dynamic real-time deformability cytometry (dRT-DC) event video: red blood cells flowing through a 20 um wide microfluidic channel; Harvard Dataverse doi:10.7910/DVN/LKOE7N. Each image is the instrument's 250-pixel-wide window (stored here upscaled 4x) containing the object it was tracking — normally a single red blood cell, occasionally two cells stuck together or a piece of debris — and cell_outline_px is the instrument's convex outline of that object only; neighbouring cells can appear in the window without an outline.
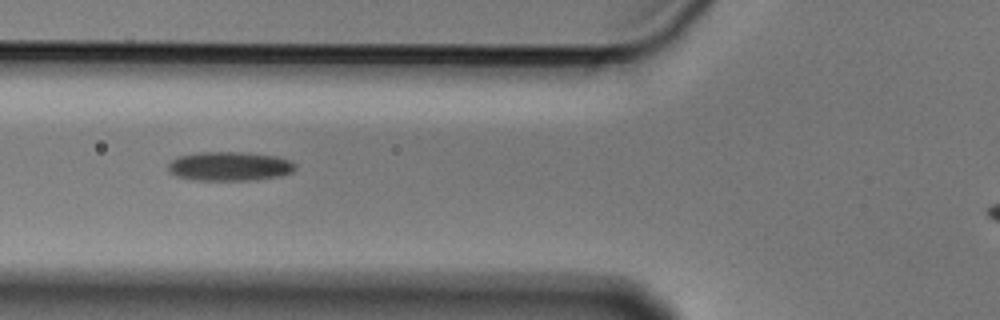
{"species": "Egyptian fruit bat (a non-hibernating species)", "species_latin": "Rousettus aegyptiacus", "temperature_condition": "cold", "stored_images_in_passage": 10, "camera_frame_rate_fps": 3000, "um_per_image_px": 0.085, "animal": {"sex": "male"}, "frame": {"image": 1, "passage_image": 3, "time_ms": 0.667, "image_size_px": [1000, 320], "cell_outline_px": [[296, 168], [292, 172], [280, 176], [256, 180], [192, 180], [176, 176], [168, 172], [168, 164], [176, 156], [200, 152], [248, 152], [276, 156], [292, 160], [296, 164]], "centroid_in_image_um": [19.52, 14.13], "position_along_channel_um": 106.3, "area_um2": 21.96}}
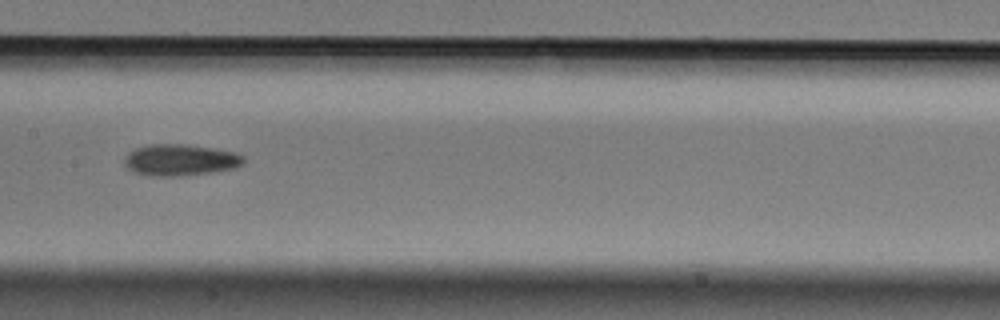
{"frame": {"image": 2, "passage_image": 5, "time_ms": 1.333, "image_size_px": [1000, 320], "cell_outline_px": [[244, 164], [236, 168], [212, 172], [180, 176], [148, 176], [132, 172], [124, 164], [124, 156], [128, 152], [136, 148], [148, 144], [188, 144], [216, 148], [236, 152], [244, 156]], "centroid_in_image_um": [15.32, 13.59], "position_along_channel_um": 192.1, "area_um2": 22.31}}
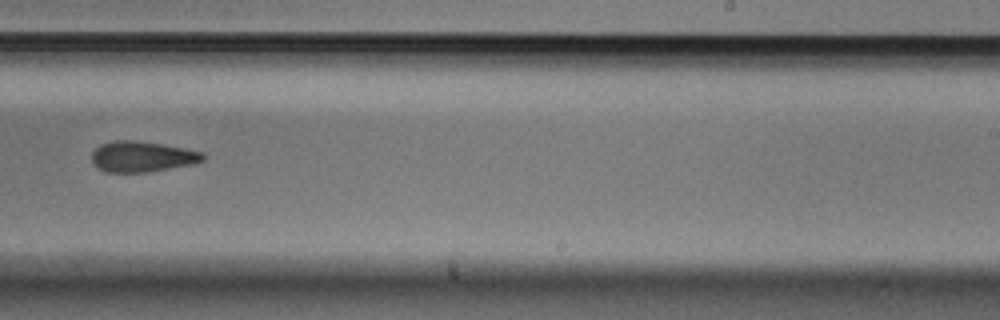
{"frame": {"image": 3, "passage_image": 7, "time_ms": 2.0, "image_size_px": [1000, 320], "cell_outline_px": [[204, 160], [196, 164], [148, 172], [104, 172], [92, 164], [92, 152], [100, 144], [112, 140], [132, 140], [164, 144], [204, 152]], "centroid_in_image_um": [12.08, 13.31], "position_along_channel_um": 276.9, "area_um2": 20.17}}